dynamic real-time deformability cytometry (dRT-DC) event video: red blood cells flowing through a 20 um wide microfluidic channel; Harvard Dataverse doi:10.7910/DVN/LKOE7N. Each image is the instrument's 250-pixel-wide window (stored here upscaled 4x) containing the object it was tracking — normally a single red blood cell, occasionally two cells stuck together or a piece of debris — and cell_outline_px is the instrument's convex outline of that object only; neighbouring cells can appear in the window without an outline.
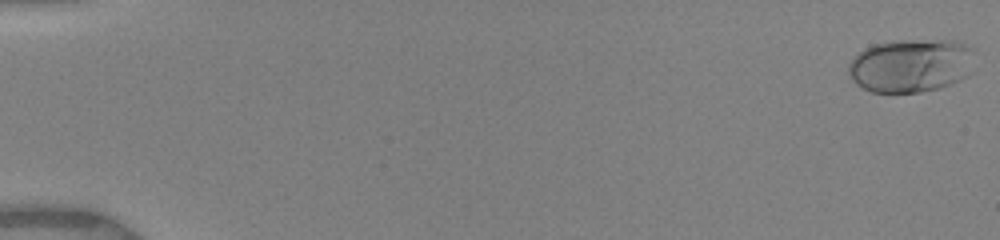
{"species": "human", "species_latin": "Homo sapiens", "temperature_condition": "warm", "stored_images_in_passage": 15, "camera_frame_rate_fps": 3000, "um_per_image_px": 0.085, "donor": {"sex": "female"}, "frame": {"image": 1, "passage_image": 1, "time_ms": 0.0, "image_size_px": [1000, 240], "cell_outline_px": [[972, 72], [968, 76], [960, 80], [940, 88], [920, 92], [872, 92], [856, 84], [852, 80], [848, 72], [848, 64], [864, 48], [872, 44], [900, 40], [960, 40], [968, 48]], "centroid_in_image_um": [77.39, 5.57], "position_along_channel_um": 7.6, "area_um2": 39.19}}
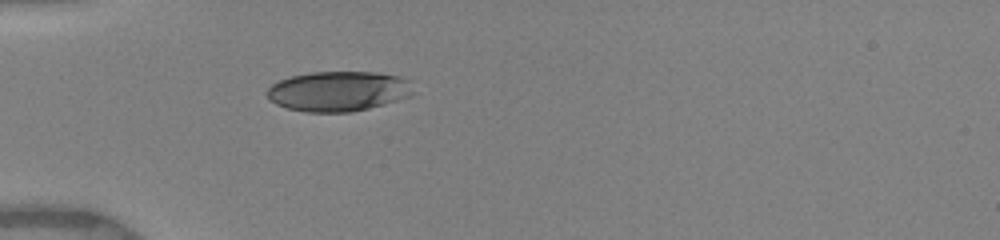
{"frame": {"image": 2, "passage_image": 13, "time_ms": 5.333, "image_size_px": [1000, 240], "cell_outline_px": [[412, 96], [384, 104], [352, 112], [308, 112], [288, 108], [276, 104], [268, 96], [268, 88], [272, 84], [280, 80], [292, 76], [312, 72], [376, 72], [400, 76], [408, 80], [412, 92]], "centroid_in_image_um": [28.78, 7.75], "position_along_channel_um": 56.2, "area_um2": 33.87}}